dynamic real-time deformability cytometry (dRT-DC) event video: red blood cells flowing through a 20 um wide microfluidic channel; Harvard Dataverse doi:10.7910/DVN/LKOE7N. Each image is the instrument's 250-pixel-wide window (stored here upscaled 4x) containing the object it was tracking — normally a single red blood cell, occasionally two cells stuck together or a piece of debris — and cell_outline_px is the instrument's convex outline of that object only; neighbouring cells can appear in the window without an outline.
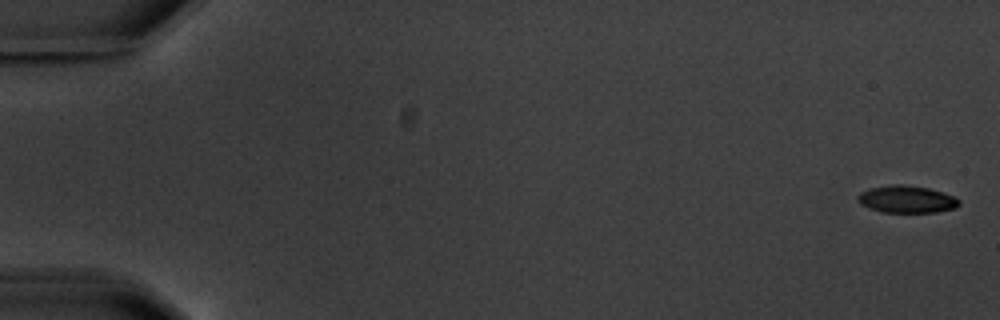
{"species": "common noctule bat (a hibernating species)", "species_latin": "Nyctalus noctula", "temperature_condition": "warm", "stored_images_in_passage": 10, "camera_frame_rate_fps": 3000, "um_per_image_px": 0.085, "animal": {"sex": "male", "body_mass_g": 20.1, "forearm_length_mm": 53.5}, "frame": {"image": 1, "passage_image": 1, "time_ms": 0.0, "image_size_px": [1000, 320], "cell_outline_px": [[960, 204], [956, 208], [936, 212], [884, 212], [868, 208], [860, 204], [856, 200], [856, 196], [860, 192], [868, 188], [892, 184], [904, 184], [928, 188], [956, 196], [960, 200]], "centroid_in_image_um": [77.05, 16.93], "position_along_channel_um": 7.9, "area_um2": 16.36}}
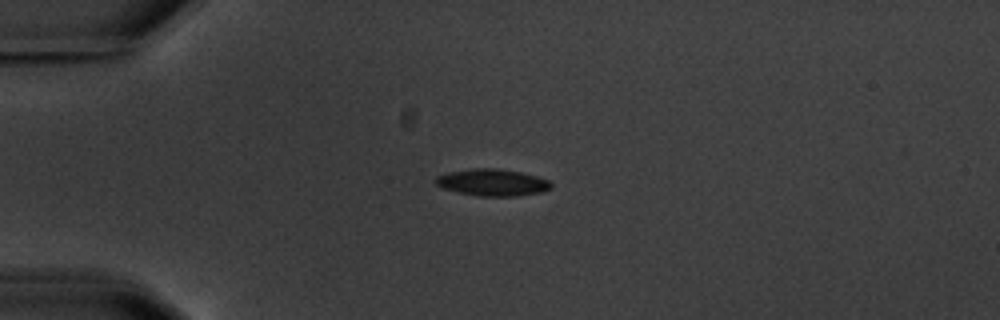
{"frame": {"image": 2, "passage_image": 5, "time_ms": 4.667, "image_size_px": [1000, 320], "cell_outline_px": [[552, 188], [544, 192], [512, 196], [476, 196], [444, 188], [436, 184], [436, 176], [448, 172], [472, 168], [496, 168], [520, 172], [536, 176], [548, 180], [552, 184]], "centroid_in_image_um": [41.88, 15.5], "position_along_channel_um": 43.1, "area_um2": 17.98}}